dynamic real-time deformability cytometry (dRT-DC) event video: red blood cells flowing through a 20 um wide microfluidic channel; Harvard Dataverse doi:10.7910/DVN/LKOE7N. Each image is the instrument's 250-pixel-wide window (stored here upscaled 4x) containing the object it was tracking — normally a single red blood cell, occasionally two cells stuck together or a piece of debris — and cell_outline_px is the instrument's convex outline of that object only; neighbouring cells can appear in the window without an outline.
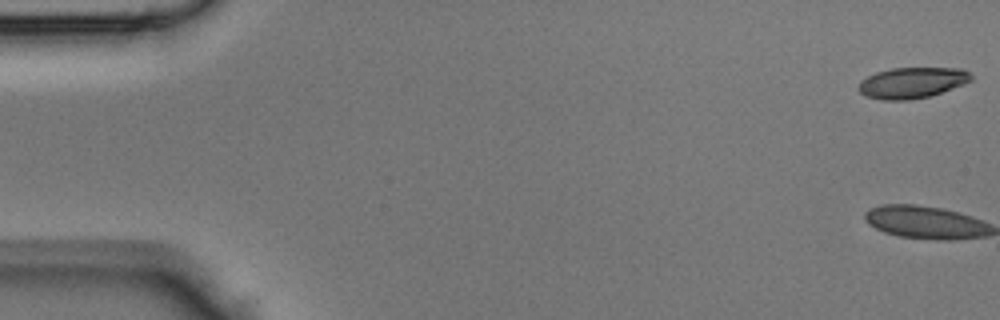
{"species": "Egyptian fruit bat (a non-hibernating species)", "species_latin": "Rousettus aegyptiacus", "temperature_condition": "room temperature", "stored_images_in_passage": 10, "camera_frame_rate_fps": 3000, "um_per_image_px": 0.085, "animal": {"sex": "male"}, "frame": {"image": 1, "passage_image": 1, "time_ms": 0.0, "image_size_px": [1000, 320], "cell_outline_px": [[972, 80], [964, 84], [928, 96], [908, 100], [880, 100], [864, 96], [856, 88], [860, 80], [876, 72], [892, 68], [964, 68], [972, 76]], "centroid_in_image_um": [77.48, 7.03], "position_along_channel_um": 7.5, "area_um2": 20.35}}